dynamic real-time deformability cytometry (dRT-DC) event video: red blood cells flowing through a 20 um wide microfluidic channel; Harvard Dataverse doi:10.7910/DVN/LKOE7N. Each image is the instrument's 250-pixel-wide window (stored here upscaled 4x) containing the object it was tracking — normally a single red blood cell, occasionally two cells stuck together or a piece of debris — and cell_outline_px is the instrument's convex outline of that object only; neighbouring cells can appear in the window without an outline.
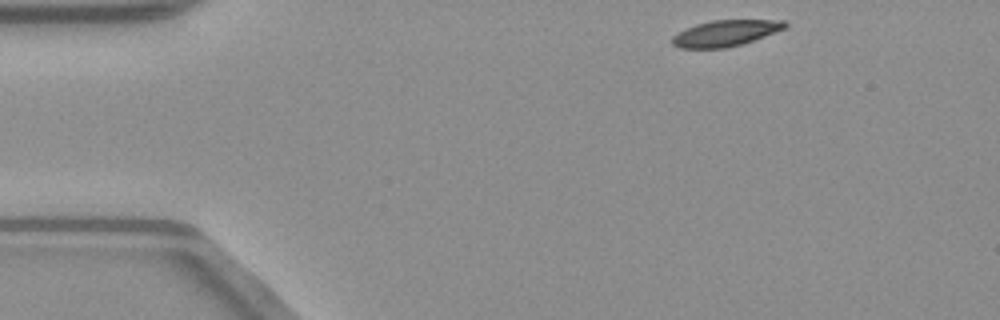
{"species": "common noctule bat (a hibernating species)", "species_latin": "Nyctalus noctula", "temperature_condition": "warm", "stored_images_in_passage": 41, "camera_frame_rate_fps": 3000, "um_per_image_px": 0.085, "animal": {"sex": "male", "body_mass_g": 23.1, "forearm_length_mm": 52.7}, "frame": {"image": 1, "passage_image": 1, "time_ms": 0.0, "image_size_px": [1000, 320], "cell_outline_px": [[788, 24], [784, 28], [764, 36], [740, 44], [724, 48], [676, 48], [672, 44], [672, 36], [696, 24], [712, 20], [784, 20]], "centroid_in_image_um": [61.63, 2.82], "position_along_channel_um": 23.4, "area_um2": 16.82}}
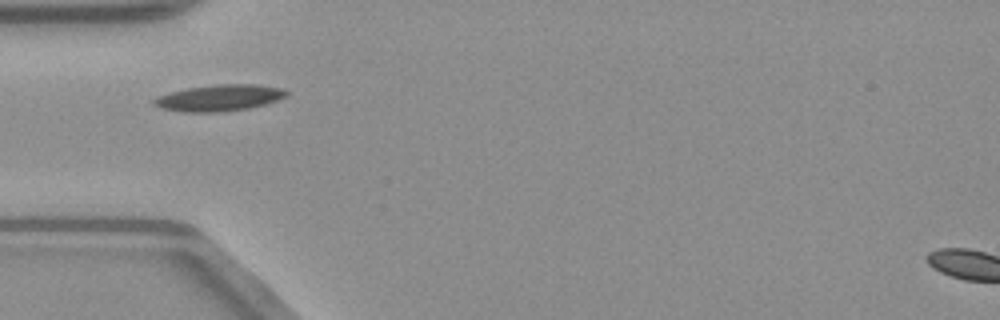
{"frame": {"image": 2, "passage_image": 10, "time_ms": 3.0, "image_size_px": [1000, 320], "cell_outline_px": [[288, 96], [264, 104], [248, 108], [220, 112], [184, 112], [160, 108], [152, 104], [152, 100], [156, 96], [188, 88], [216, 84], [256, 84], [284, 88], [288, 92]], "centroid_in_image_um": [18.63, 8.31], "position_along_channel_um": 66.4, "area_um2": 20.4}}